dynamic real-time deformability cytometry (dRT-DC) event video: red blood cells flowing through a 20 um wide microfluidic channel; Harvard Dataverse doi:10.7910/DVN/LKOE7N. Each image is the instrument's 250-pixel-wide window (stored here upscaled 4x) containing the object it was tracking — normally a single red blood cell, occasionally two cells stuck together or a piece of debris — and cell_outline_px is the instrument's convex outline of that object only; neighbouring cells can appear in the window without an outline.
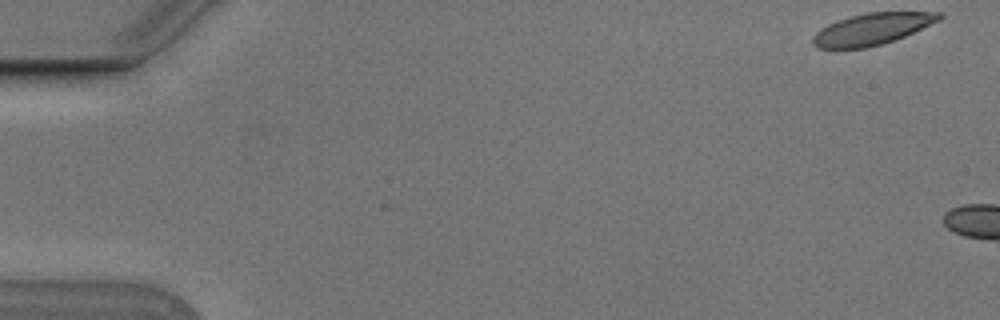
{"species": "Egyptian fruit bat (a non-hibernating species)", "species_latin": "Rousettus aegyptiacus", "temperature_condition": "cold", "stored_images_in_passage": 2, "camera_frame_rate_fps": 3000, "um_per_image_px": 0.085, "animal": {"sex": "male"}, "frame": {"image": 1, "passage_image": 1, "time_ms": 0.0, "image_size_px": [1000, 320], "cell_outline_px": [[944, 16], [940, 20], [904, 36], [868, 48], [816, 48], [812, 44], [812, 36], [820, 28], [836, 20], [848, 16], [868, 12], [940, 12]], "centroid_in_image_um": [74.08, 2.46], "position_along_channel_um": 10.9, "area_um2": 23.24}}